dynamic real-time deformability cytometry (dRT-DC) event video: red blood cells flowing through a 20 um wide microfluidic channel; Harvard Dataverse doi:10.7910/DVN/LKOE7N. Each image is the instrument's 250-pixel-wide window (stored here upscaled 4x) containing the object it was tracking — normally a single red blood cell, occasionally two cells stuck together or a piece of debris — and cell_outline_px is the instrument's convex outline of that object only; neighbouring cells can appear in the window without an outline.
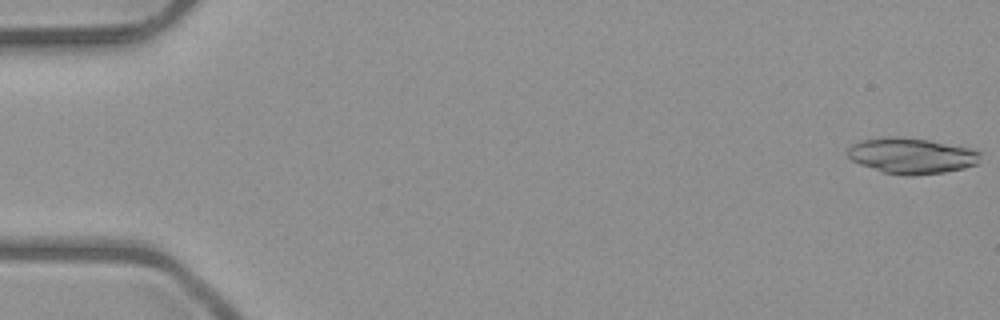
{"species": "common noctule bat (a hibernating species)", "species_latin": "Nyctalus noctula", "temperature_condition": "room temperature", "stored_images_in_passage": 17, "camera_frame_rate_fps": 3000, "um_per_image_px": 0.085, "animal": {"sex": "male", "body_mass_g": 23.1, "forearm_length_mm": 52.7}, "frame": {"image": 1, "passage_image": 1, "time_ms": 0.0, "image_size_px": [1000, 320], "cell_outline_px": [[984, 152], [976, 164], [964, 168], [944, 172], [912, 176], [904, 176], [884, 172], [860, 164], [852, 160], [848, 156], [848, 148], [852, 144], [860, 140], [888, 136], [896, 136], [928, 140], [968, 148]], "centroid_in_image_um": [77.48, 13.24], "position_along_channel_um": 7.5, "area_um2": 27.63}}